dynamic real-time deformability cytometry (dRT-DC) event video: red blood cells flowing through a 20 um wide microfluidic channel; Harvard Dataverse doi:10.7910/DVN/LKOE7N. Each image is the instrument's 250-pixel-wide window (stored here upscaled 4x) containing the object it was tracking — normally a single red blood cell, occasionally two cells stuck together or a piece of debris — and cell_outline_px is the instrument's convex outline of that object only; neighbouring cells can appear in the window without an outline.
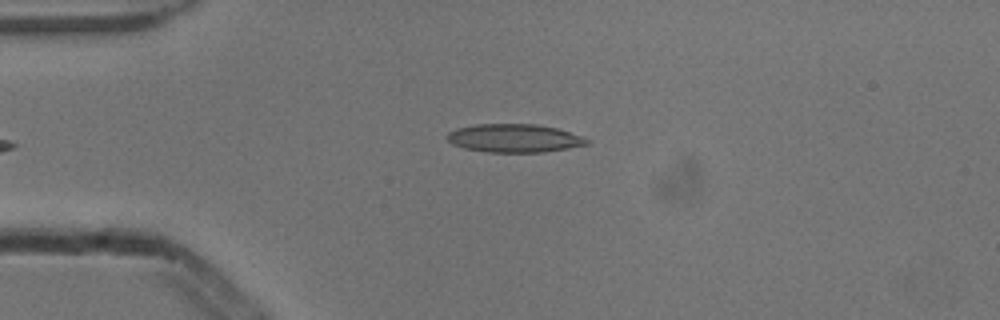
{"species": "common noctule bat (a hibernating species)", "species_latin": "Nyctalus noctula", "temperature_condition": "cold", "stored_images_in_passage": 5, "camera_frame_rate_fps": 3000, "um_per_image_px": 0.085, "animal": {"sex": "male", "body_mass_g": 13.3}, "frame": {"image": 1, "passage_image": 5, "time_ms": 1.333, "image_size_px": [1000, 320], "cell_outline_px": [[588, 144], [568, 148], [544, 152], [488, 152], [464, 148], [452, 144], [448, 140], [448, 132], [456, 128], [476, 124], [536, 124], [556, 128], [584, 136], [588, 140]], "centroid_in_image_um": [43.71, 11.74], "position_along_channel_um": 41.3, "area_um2": 23.0}}